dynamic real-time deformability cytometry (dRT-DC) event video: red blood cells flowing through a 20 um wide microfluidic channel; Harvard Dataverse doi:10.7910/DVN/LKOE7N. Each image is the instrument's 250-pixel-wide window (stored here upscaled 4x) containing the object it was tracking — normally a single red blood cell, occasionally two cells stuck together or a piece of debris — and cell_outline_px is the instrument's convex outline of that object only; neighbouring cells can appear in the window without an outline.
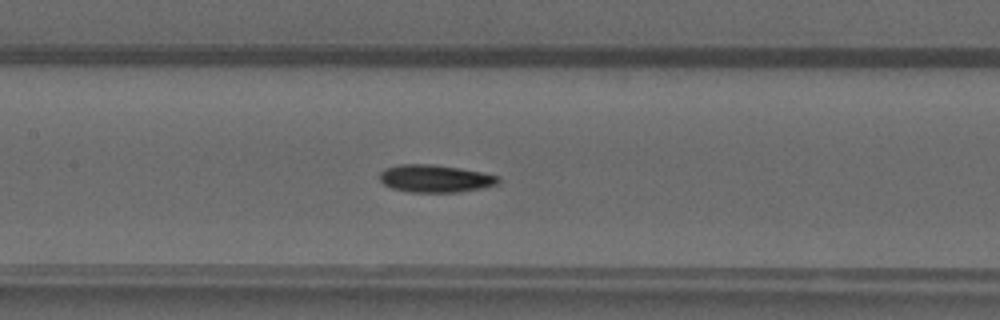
{"species": "common noctule bat (a hibernating species)", "species_latin": "Nyctalus noctula", "temperature_condition": "warm", "stored_images_in_passage": 47, "camera_frame_rate_fps": 3000, "um_per_image_px": 0.085, "animal": {"sex": "male", "forearm_length_mm": 52.5}, "frame": {"image": 1, "passage_image": 21, "time_ms": 6.667, "image_size_px": [1000, 320], "cell_outline_px": [[500, 180], [496, 184], [484, 188], [460, 192], [412, 192], [392, 188], [384, 184], [380, 180], [380, 172], [384, 168], [400, 164], [432, 164], [460, 168], [500, 176]], "centroid_in_image_um": [36.99, 15.17], "position_along_channel_um": 170.4, "area_um2": 19.07}}
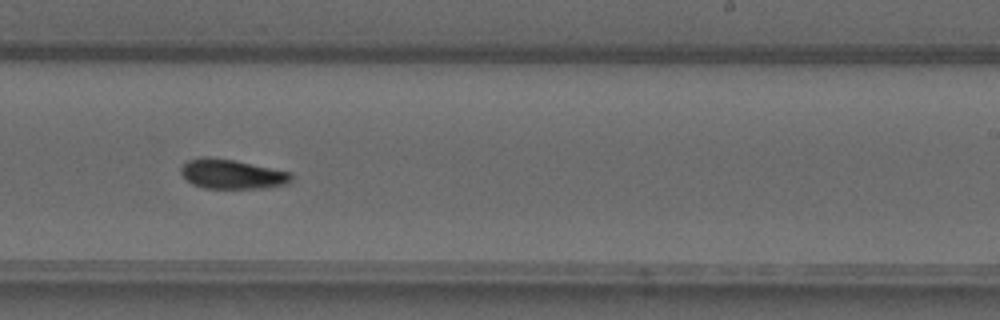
{"frame": {"image": 2, "passage_image": 28, "time_ms": 9.0, "image_size_px": [1000, 320], "cell_outline_px": [[292, 180], [288, 184], [264, 188], [204, 188], [192, 184], [180, 172], [180, 168], [188, 160], [204, 156], [208, 156], [232, 160], [292, 172]], "centroid_in_image_um": [19.73, 14.8], "position_along_channel_um": 269.3, "area_um2": 18.96}}
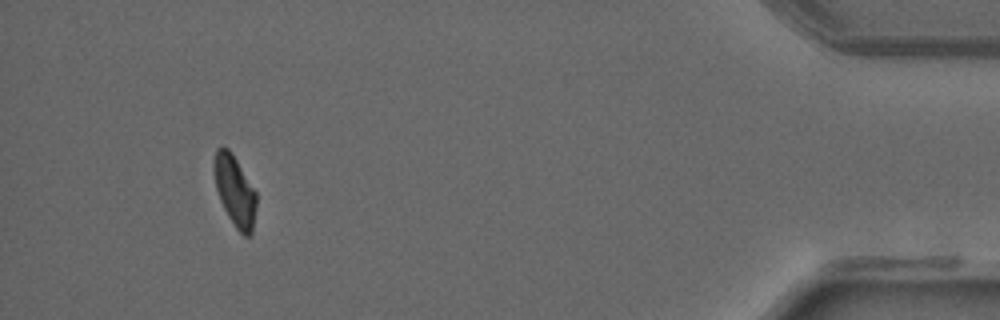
{"frame": {"image": 3, "passage_image": 43, "time_ms": 14.0, "image_size_px": [1000, 320], "cell_outline_px": [[256, 204], [252, 236], [244, 236], [236, 228], [228, 216], [220, 200], [216, 188], [216, 148], [228, 148], [232, 152], [256, 192]], "centroid_in_image_um": [20.01, 16.29], "position_along_channel_um": 415.2, "area_um2": 16.88}}